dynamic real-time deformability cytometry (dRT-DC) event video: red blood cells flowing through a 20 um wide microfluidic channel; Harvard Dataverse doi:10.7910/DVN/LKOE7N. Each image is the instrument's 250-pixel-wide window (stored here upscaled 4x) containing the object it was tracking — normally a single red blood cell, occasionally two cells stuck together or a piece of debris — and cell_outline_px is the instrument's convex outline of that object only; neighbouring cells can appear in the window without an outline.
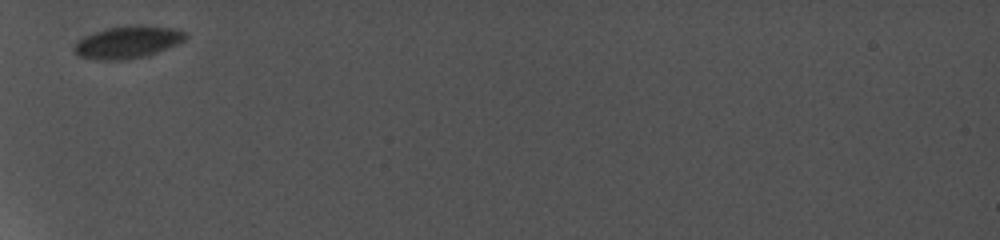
{"species": "common noctule bat (a hibernating species)", "species_latin": "Nyctalus noctula", "temperature_condition": "cold", "stored_images_in_passage": 3, "camera_frame_rate_fps": 5000, "um_per_image_px": 0.085, "animal": {"sex": "female", "body_mass_g": 19.0, "forearm_length_mm": 56.7}, "frame": {"image": 1, "passage_image": 1, "time_ms": 0.0, "image_size_px": [1000, 240], "cell_outline_px": [[188, 36], [184, 40], [176, 44], [148, 56], [124, 60], [100, 60], [80, 56], [72, 48], [84, 36], [92, 32], [108, 28], [132, 24], [148, 24], [176, 28], [184, 32]], "centroid_in_image_um": [10.89, 3.56], "position_along_channel_um": 74.1, "area_um2": 21.15}}